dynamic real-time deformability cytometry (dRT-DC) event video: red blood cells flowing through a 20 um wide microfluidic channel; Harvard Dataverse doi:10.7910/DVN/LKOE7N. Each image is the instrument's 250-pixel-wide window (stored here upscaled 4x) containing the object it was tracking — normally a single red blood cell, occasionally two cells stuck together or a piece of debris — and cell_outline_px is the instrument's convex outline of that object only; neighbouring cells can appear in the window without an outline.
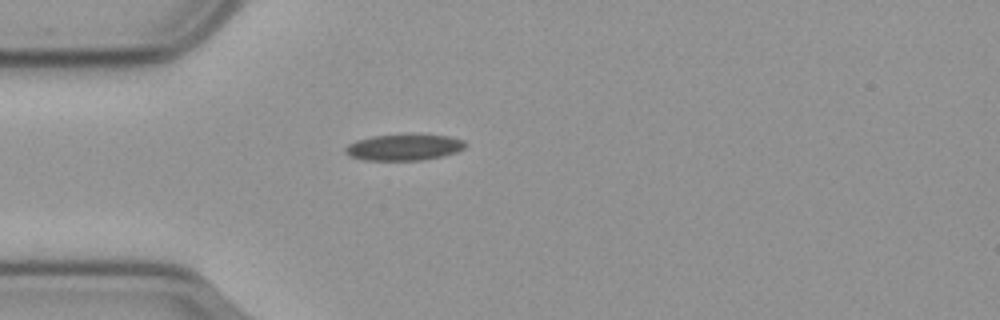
{"species": "common noctule bat (a hibernating species)", "species_latin": "Nyctalus noctula", "temperature_condition": "cold", "stored_images_in_passage": 42, "camera_frame_rate_fps": 3000, "um_per_image_px": 0.085, "animal": {"sex": "male", "body_mass_g": 23.1, "forearm_length_mm": 52.7}, "frame": {"image": 1, "passage_image": 1, "time_ms": 0.0, "image_size_px": [1000, 320], "cell_outline_px": [[468, 144], [464, 148], [456, 152], [444, 156], [420, 160], [364, 160], [352, 156], [344, 152], [344, 148], [348, 144], [356, 140], [372, 136], [448, 136], [464, 140]], "centroid_in_image_um": [34.34, 12.54], "position_along_channel_um": 50.7, "area_um2": 17.86}}
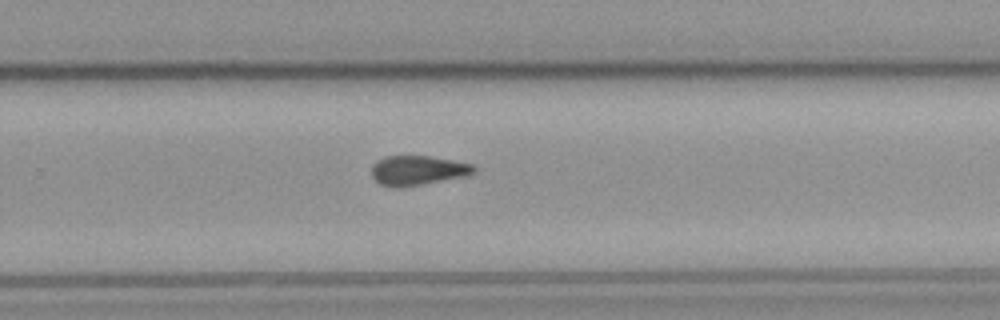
{"frame": {"image": 2, "passage_image": 22, "time_ms": 7.0, "image_size_px": [1000, 320], "cell_outline_px": [[476, 172], [464, 176], [400, 188], [392, 188], [380, 184], [372, 176], [372, 164], [384, 156], [428, 156], [472, 164], [476, 168]], "centroid_in_image_um": [35.46, 14.49], "position_along_channel_um": 294.3, "area_um2": 17.51}}
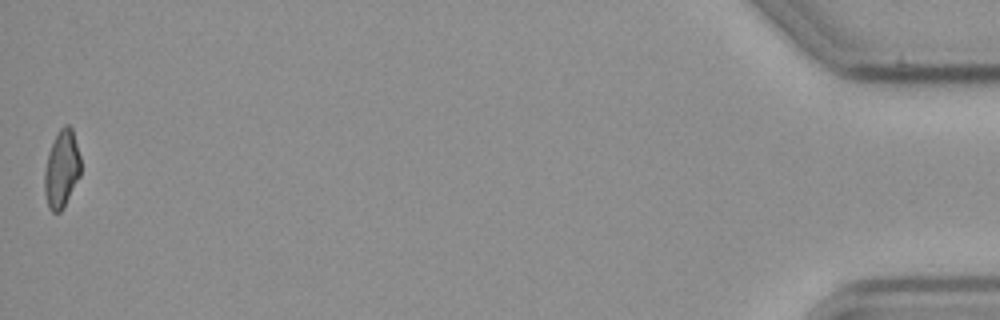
{"frame": {"image": 3, "passage_image": 42, "time_ms": 13.667, "image_size_px": [1000, 320], "cell_outline_px": [[80, 176], [64, 208], [60, 212], [52, 212], [48, 208], [44, 192], [44, 172], [48, 152], [60, 128], [64, 124], [68, 124], [72, 128], [80, 156]], "centroid_in_image_um": [5.23, 14.4], "position_along_channel_um": 430.0, "area_um2": 16.47}, "authors_computed_cell_mechanics": {"area_um2": 17.8024, "velocity_mm_per_s": 3.6089, "shape_relaxation_time_tau1_ms": null, "shape_relaxation_time_tau2_ms": 7.3172, "deformation_change_tau1": null, "deformation_change_tau2": 0.1381}}